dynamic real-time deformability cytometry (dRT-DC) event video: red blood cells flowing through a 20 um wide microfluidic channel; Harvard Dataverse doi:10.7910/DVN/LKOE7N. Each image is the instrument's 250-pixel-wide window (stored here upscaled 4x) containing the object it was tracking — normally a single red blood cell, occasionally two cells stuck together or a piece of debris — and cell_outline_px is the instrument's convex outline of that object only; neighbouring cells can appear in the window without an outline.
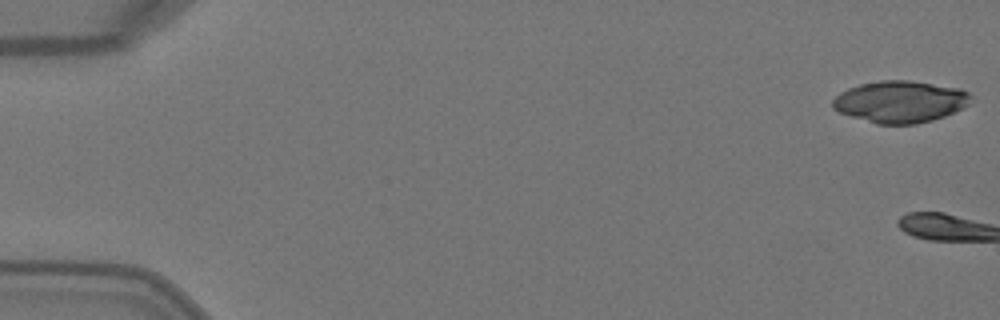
{"species": "Egyptian fruit bat (a non-hibernating species)", "species_latin": "Rousettus aegyptiacus", "temperature_condition": "warm", "stored_images_in_passage": 7, "camera_frame_rate_fps": 3000, "um_per_image_px": 0.085, "animal": {"sex": "female"}, "frame": {"image": 1, "passage_image": 1, "time_ms": 0.0, "image_size_px": [1000, 320], "cell_outline_px": [[972, 96], [968, 104], [964, 108], [944, 116], [932, 120], [916, 124], [876, 124], [840, 112], [832, 108], [832, 100], [840, 92], [848, 88], [860, 84], [880, 80], [908, 80], [960, 88], [968, 92]], "centroid_in_image_um": [76.52, 8.64], "position_along_channel_um": 8.5, "area_um2": 33.64}}
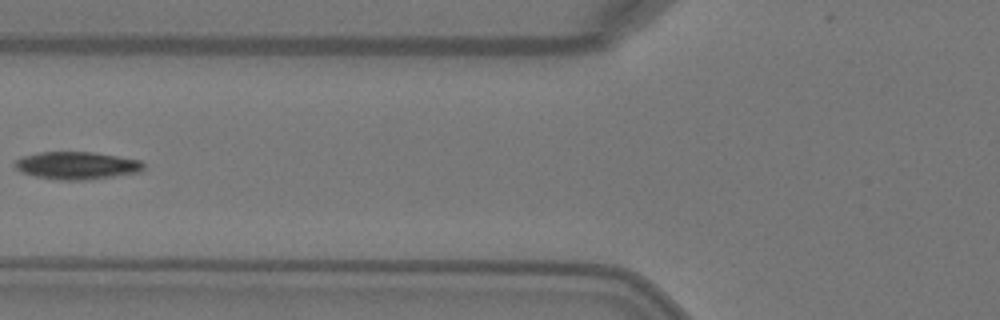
{"frame": {"image": 2, "passage_image": 7, "time_ms": 2.0, "image_size_px": [1000, 320], "cell_outline_px": [[144, 168], [140, 172], [88, 180], [60, 180], [36, 176], [20, 172], [16, 168], [16, 160], [24, 156], [40, 152], [92, 152], [140, 160], [144, 164]], "centroid_in_image_um": [6.55, 14.07], "position_along_channel_um": 119.3, "area_um2": 20.52}}